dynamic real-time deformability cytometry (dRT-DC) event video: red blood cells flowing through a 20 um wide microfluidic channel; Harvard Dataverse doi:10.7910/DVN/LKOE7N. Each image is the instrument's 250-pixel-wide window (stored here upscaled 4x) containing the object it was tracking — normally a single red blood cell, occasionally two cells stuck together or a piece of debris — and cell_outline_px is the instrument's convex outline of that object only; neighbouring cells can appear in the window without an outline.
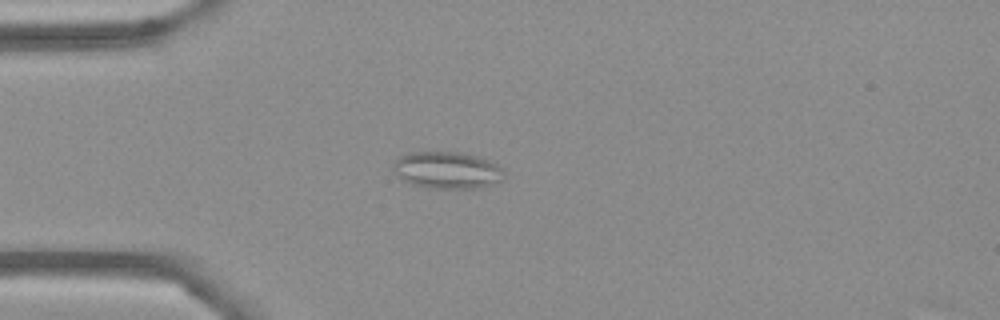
{"species": "Egyptian fruit bat (a non-hibernating species)", "species_latin": "Rousettus aegyptiacus", "temperature_condition": "cold", "stored_images_in_passage": 50, "camera_frame_rate_fps": 3000, "um_per_image_px": 0.085, "frame": {"image": 1, "passage_image": 10, "time_ms": 3.0, "image_size_px": [1000, 320], "cell_outline_px": [[504, 180], [480, 188], [428, 188], [412, 184], [404, 180], [392, 168], [392, 164], [400, 156], [408, 152], [468, 152], [488, 160], [504, 168]], "centroid_in_image_um": [38.05, 14.45], "position_along_channel_um": 46.9, "area_um2": 24.1}}
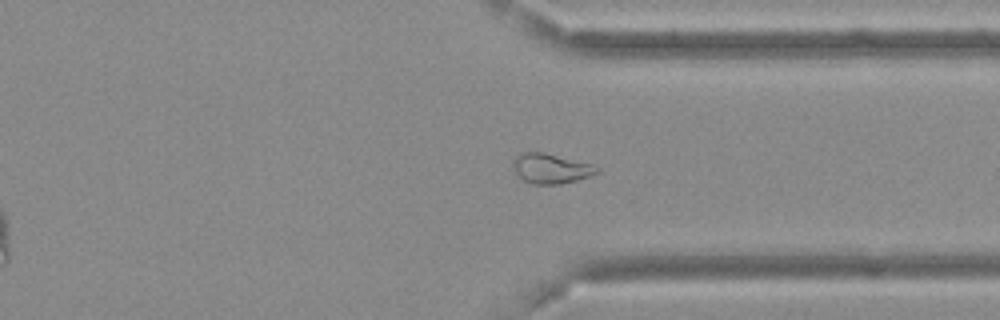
{"frame": {"image": 2, "passage_image": 37, "time_ms": 12.0, "image_size_px": [1000, 320], "cell_outline_px": [[600, 172], [576, 180], [560, 184], [532, 184], [524, 180], [512, 168], [512, 164], [516, 156], [520, 152], [544, 152], [592, 164], [600, 168]], "centroid_in_image_um": [46.82, 14.31], "position_along_channel_um": 364.6, "area_um2": 14.57}}
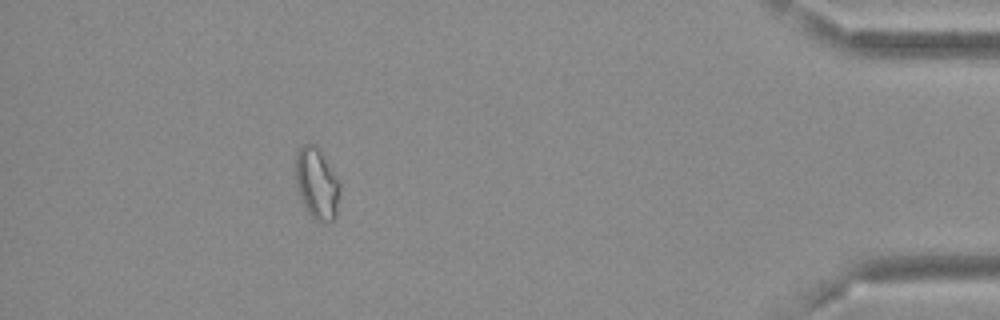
{"frame": {"image": 3, "passage_image": 45, "time_ms": 14.667, "image_size_px": [1000, 320], "cell_outline_px": [[340, 192], [336, 216], [332, 220], [324, 224], [316, 220], [304, 208], [296, 188], [296, 152], [300, 144], [308, 140], [316, 144], [320, 148], [340, 184]], "centroid_in_image_um": [26.91, 15.55], "position_along_channel_um": 408.3, "area_um2": 18.96}, "authors_computed_cell_mechanics": {"area_um2": 17.1088, "velocity_mm_per_s": 3.6812, "shape_relaxation_time_tau1_ms": null, "shape_relaxation_time_tau2_ms": 2.924, "deformation_change_tau1": null, "deformation_change_tau2": 0.0952}}